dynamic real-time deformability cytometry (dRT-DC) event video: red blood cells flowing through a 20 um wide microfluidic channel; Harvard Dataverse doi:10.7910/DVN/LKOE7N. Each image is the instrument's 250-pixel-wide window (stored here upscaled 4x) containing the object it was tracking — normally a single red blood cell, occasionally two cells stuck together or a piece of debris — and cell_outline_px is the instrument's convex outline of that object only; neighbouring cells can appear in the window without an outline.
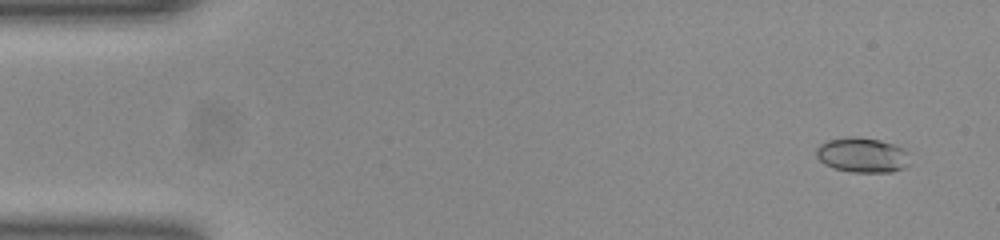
{"species": "common noctule bat (a hibernating species)", "species_latin": "Nyctalus noctula", "temperature_condition": "room temperature", "stored_images_in_passage": 52, "camera_frame_rate_fps": 3000, "um_per_image_px": 0.085, "animal": {"sex": "female", "body_mass_g": 23.0, "forearm_length_mm": 53.4}, "frame": {"image": 1, "passage_image": 3, "time_ms": 0.667, "image_size_px": [1000, 240], "cell_outline_px": [[908, 164], [904, 168], [892, 172], [852, 172], [836, 168], [824, 164], [816, 156], [816, 148], [820, 144], [828, 140], [848, 136], [856, 136], [880, 140], [904, 148]], "centroid_in_image_um": [73.26, 13.17], "position_along_channel_um": 11.7, "area_um2": 18.9}}
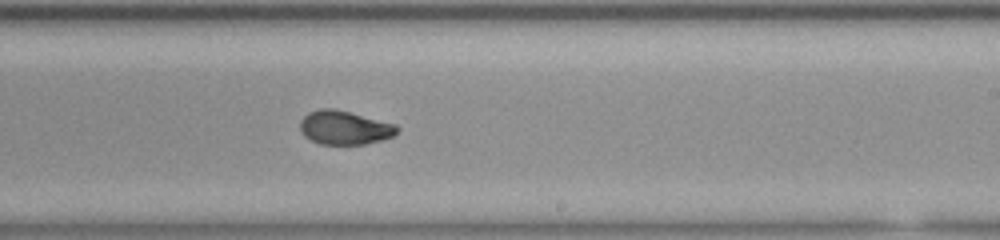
{"frame": {"image": 2, "passage_image": 31, "time_ms": 10.0, "image_size_px": [1000, 240], "cell_outline_px": [[400, 128], [392, 136], [380, 140], [364, 144], [320, 144], [304, 136], [300, 128], [300, 120], [308, 112], [320, 108], [336, 108], [396, 124]], "centroid_in_image_um": [29.27, 10.83], "position_along_channel_um": 259.7, "area_um2": 19.13}}
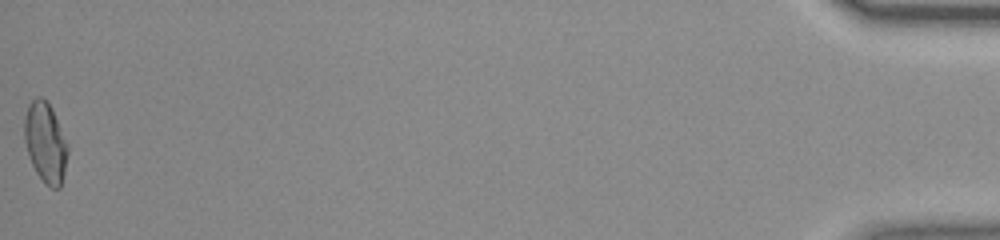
{"frame": {"image": 3, "passage_image": 52, "time_ms": 17.0, "image_size_px": [1000, 240], "cell_outline_px": [[68, 152], [64, 172], [60, 188], [52, 188], [44, 184], [36, 172], [32, 164], [24, 140], [24, 120], [28, 104], [36, 96], [40, 96], [48, 104], [68, 144]], "centroid_in_image_um": [3.85, 12.14], "position_along_channel_um": 431.4, "area_um2": 19.94}, "authors_computed_cell_mechanics": {"area_um2": 19.1896, "velocity_mm_per_s": 3.9353, "shape_relaxation_time_tau1_ms": 10.7247, "shape_relaxation_time_tau2_ms": 1.6183, "deformation_change_tau1": 0.2817, "deformation_change_tau2": 0.0614}}